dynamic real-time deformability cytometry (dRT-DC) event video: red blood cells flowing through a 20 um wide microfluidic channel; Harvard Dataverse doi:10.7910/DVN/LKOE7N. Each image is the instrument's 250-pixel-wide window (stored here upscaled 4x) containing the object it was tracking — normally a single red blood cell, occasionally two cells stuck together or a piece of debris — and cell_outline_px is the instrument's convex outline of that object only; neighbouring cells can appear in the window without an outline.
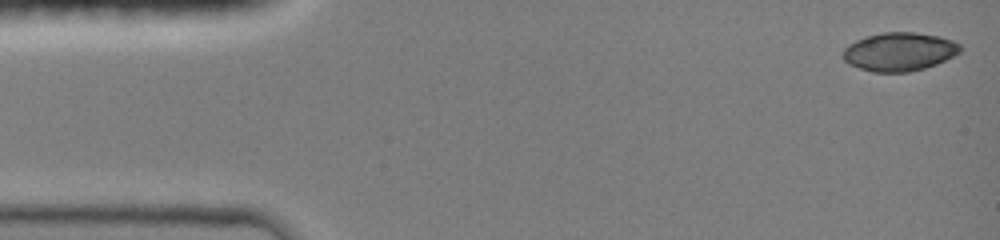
{"species": "common noctule bat (a hibernating species)", "species_latin": "Nyctalus noctula", "temperature_condition": "room temperature", "stored_images_in_passage": 57, "camera_frame_rate_fps": 3000, "um_per_image_px": 0.085, "animal": {"sex": "female", "body_mass_g": 19.0, "forearm_length_mm": 51.5}, "frame": {"image": 1, "passage_image": 1, "time_ms": 0.0, "image_size_px": [1000, 240], "cell_outline_px": [[960, 52], [936, 64], [924, 68], [908, 72], [872, 72], [848, 64], [844, 60], [844, 48], [848, 44], [856, 40], [868, 36], [884, 32], [916, 32], [940, 36], [952, 40], [960, 44]], "centroid_in_image_um": [76.44, 4.39], "position_along_channel_um": 8.6, "area_um2": 26.18}}
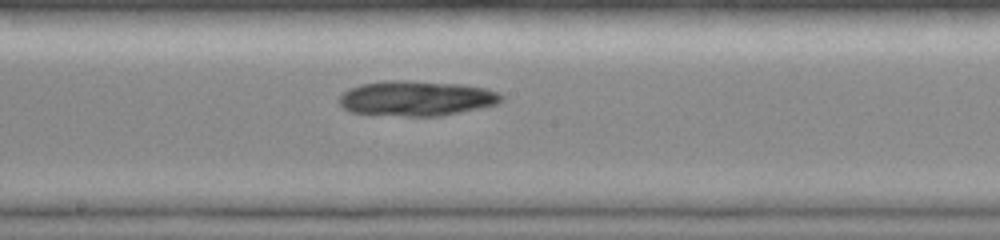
{"frame": {"image": 2, "passage_image": 32, "time_ms": 7.667, "image_size_px": [1000, 240], "cell_outline_px": [[504, 96], [496, 104], [480, 108], [440, 116], [404, 116], [348, 112], [340, 104], [340, 96], [344, 92], [360, 84], [384, 80], [408, 80], [464, 84], [488, 88], [500, 92]], "centroid_in_image_um": [35.43, 8.35], "position_along_channel_um": 212.8, "area_um2": 33.35}}
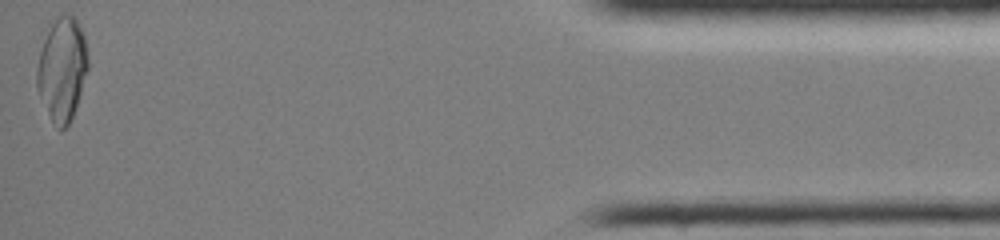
{"frame": {"image": 3, "passage_image": 57, "time_ms": 14.667, "image_size_px": [1000, 240], "cell_outline_px": [[88, 68], [76, 108], [68, 124], [60, 132], [52, 120], [36, 88], [36, 68], [40, 48], [48, 20], [52, 16], [60, 12], [72, 12], [76, 16], [84, 32], [88, 56]], "centroid_in_image_um": [5.26, 5.7], "position_along_channel_um": 429.9, "area_um2": 31.96}}